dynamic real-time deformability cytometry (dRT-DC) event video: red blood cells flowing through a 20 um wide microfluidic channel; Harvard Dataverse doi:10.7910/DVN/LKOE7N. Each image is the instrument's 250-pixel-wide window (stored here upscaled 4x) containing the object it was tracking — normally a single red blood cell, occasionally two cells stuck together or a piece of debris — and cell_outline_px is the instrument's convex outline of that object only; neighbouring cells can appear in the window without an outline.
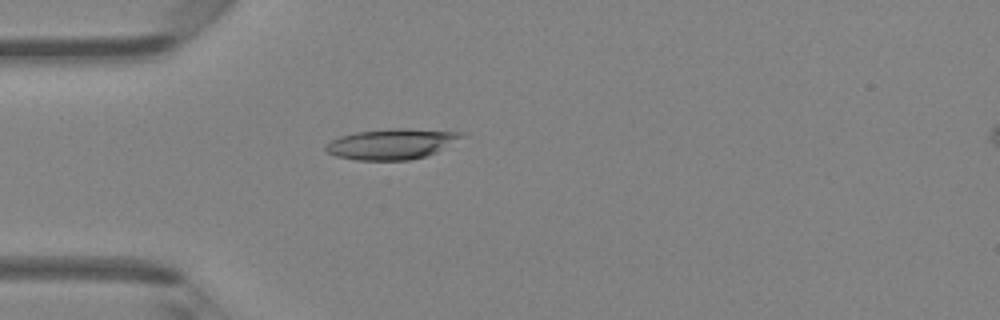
{"species": "Egyptian fruit bat (a non-hibernating species)", "species_latin": "Rousettus aegyptiacus", "temperature_condition": "room temperature", "stored_images_in_passage": 47, "camera_frame_rate_fps": 3000, "um_per_image_px": 0.085, "animal": {"sex": "female"}, "frame": {"image": 1, "passage_image": 13, "time_ms": 4.0, "image_size_px": [1000, 320], "cell_outline_px": [[468, 136], [436, 152], [424, 156], [408, 160], [356, 160], [336, 156], [328, 152], [324, 148], [332, 140], [340, 136], [356, 132], [388, 128], [408, 128], [468, 132]], "centroid_in_image_um": [33.37, 12.22], "position_along_channel_um": 51.6, "area_um2": 24.39}}
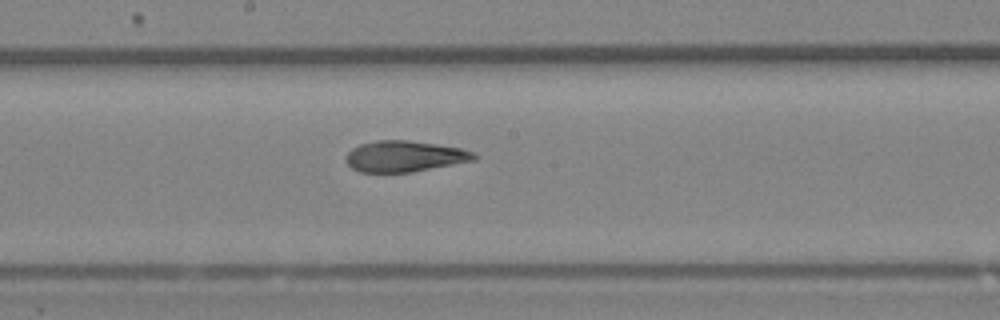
{"frame": {"image": 2, "passage_image": 25, "time_ms": 8.0, "image_size_px": [1000, 320], "cell_outline_px": [[480, 156], [476, 160], [412, 172], [360, 172], [352, 168], [344, 160], [344, 156], [352, 148], [360, 144], [376, 140], [408, 140], [436, 144], [460, 148], [476, 152]], "centroid_in_image_um": [34.4, 13.28], "position_along_channel_um": 213.8, "area_um2": 23.41}}
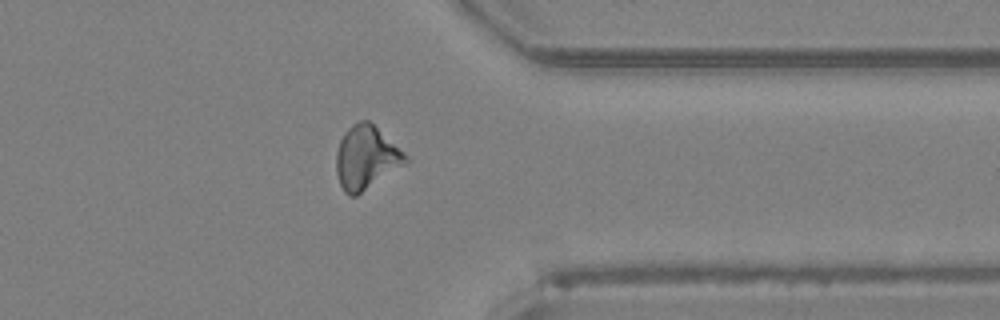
{"frame": {"image": 3, "passage_image": 37, "time_ms": 12.0, "image_size_px": [1000, 320], "cell_outline_px": [[408, 164], [356, 196], [348, 196], [344, 192], [340, 184], [336, 172], [336, 152], [340, 140], [344, 132], [352, 124], [360, 120], [368, 120], [404, 152], [408, 156]], "centroid_in_image_um": [31.13, 13.42], "position_along_channel_um": 380.3, "area_um2": 25.78}, "authors_computed_cell_mechanics": {"area_um2": 23.7558, "velocity_mm_per_s": 4.3282, "shape_relaxation_time_tau1_ms": 5.1418, "shape_relaxation_time_tau2_ms": 1.3816, "deformation_change_tau1": 0.169, "deformation_change_tau2": 0.0722}}